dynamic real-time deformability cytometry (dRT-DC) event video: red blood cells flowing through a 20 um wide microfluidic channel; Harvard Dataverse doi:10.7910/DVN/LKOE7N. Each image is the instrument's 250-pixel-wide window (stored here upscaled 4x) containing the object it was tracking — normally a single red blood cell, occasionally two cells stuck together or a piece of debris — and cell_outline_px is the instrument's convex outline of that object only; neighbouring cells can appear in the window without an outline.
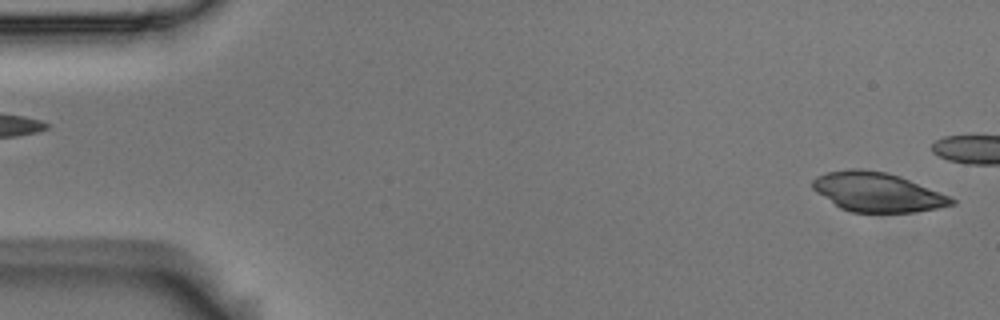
{"species": "Egyptian fruit bat (a non-hibernating species)", "species_latin": "Rousettus aegyptiacus", "temperature_condition": "room temperature", "stored_images_in_passage": 5, "segment_of_instrument_passage": [2, 2], "camera_frame_rate_fps": 3000, "um_per_image_px": 0.085, "animal": {"sex": "male"}, "frame": {"image": 1, "passage_image": 5, "time_ms": 1.333, "image_size_px": [1000, 320], "cell_outline_px": [[956, 204], [936, 208], [912, 212], [852, 212], [840, 208], [816, 192], [812, 188], [812, 180], [828, 172], [848, 168], [860, 168], [884, 172], [900, 176], [948, 196], [956, 200]], "centroid_in_image_um": [74.54, 16.32], "position_along_channel_um": 10.5, "area_um2": 31.44}}